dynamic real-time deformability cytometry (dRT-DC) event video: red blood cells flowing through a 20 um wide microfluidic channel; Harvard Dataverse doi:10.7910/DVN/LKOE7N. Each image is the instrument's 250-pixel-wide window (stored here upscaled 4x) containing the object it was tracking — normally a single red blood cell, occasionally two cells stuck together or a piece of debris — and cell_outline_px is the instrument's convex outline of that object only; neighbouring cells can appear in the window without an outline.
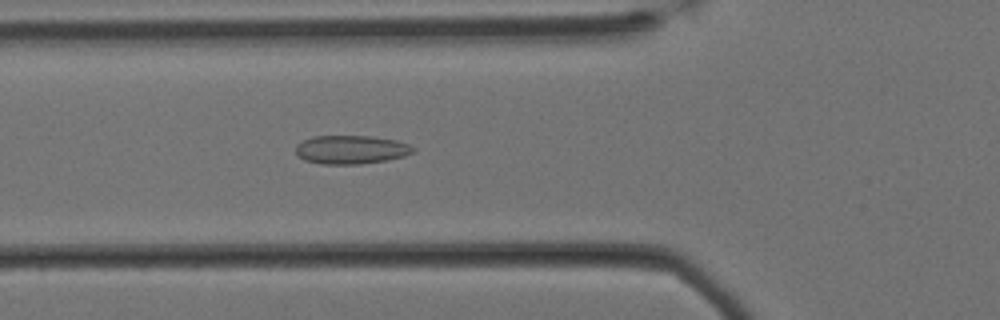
{"species": "Egyptian fruit bat (a non-hibernating species)", "species_latin": "Rousettus aegyptiacus", "temperature_condition": "cold", "stored_images_in_passage": 60, "camera_frame_rate_fps": 3000, "um_per_image_px": 0.085, "animal": {"sex": "female"}, "frame": {"image": 1, "passage_image": 20, "time_ms": 6.333, "image_size_px": [1000, 320], "cell_outline_px": [[416, 152], [404, 156], [388, 160], [360, 164], [320, 164], [304, 160], [296, 156], [296, 144], [312, 136], [372, 136], [396, 140], [408, 144], [416, 148]], "centroid_in_image_um": [29.84, 12.72], "position_along_channel_um": 96.0, "area_um2": 19.83}}
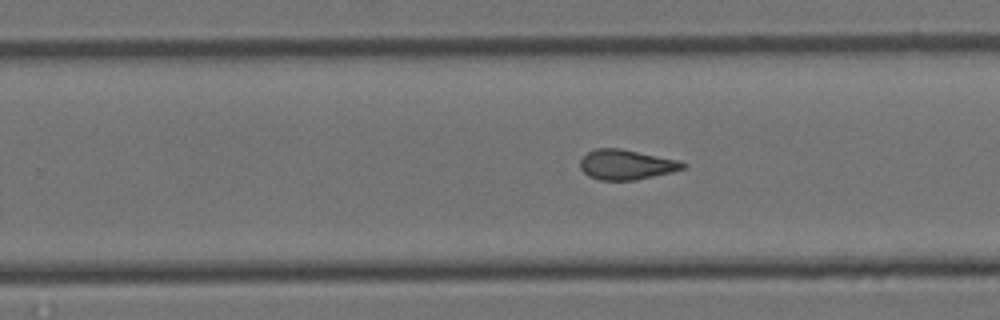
{"frame": {"image": 2, "passage_image": 36, "time_ms": 11.667, "image_size_px": [1000, 320], "cell_outline_px": [[688, 164], [684, 168], [672, 172], [636, 180], [600, 180], [588, 176], [580, 168], [580, 160], [588, 152], [596, 148], [620, 148], [680, 160]], "centroid_in_image_um": [53.25, 13.99], "position_along_channel_um": 276.5, "area_um2": 18.03}}
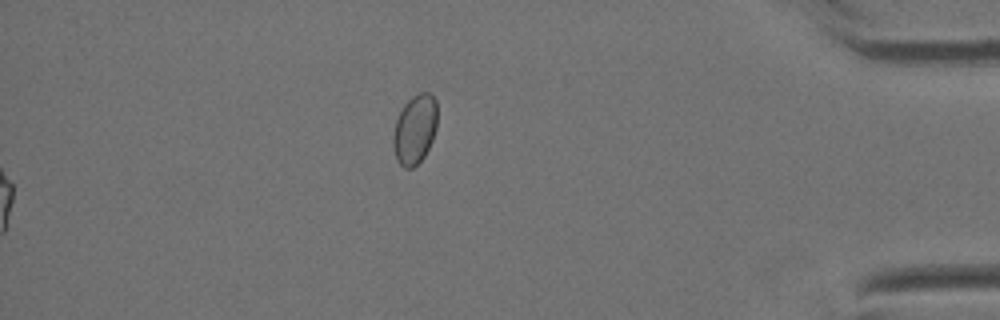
{"frame": {"image": 3, "passage_image": 60, "time_ms": 19.667, "image_size_px": [1000, 320], "cell_outline_px": [[436, 128], [432, 140], [424, 156], [412, 168], [404, 168], [396, 160], [392, 144], [392, 136], [396, 120], [404, 104], [412, 96], [420, 92], [428, 92], [436, 100]], "centroid_in_image_um": [35.24, 11.0], "position_along_channel_um": 400.0, "area_um2": 17.8}, "authors_computed_cell_mechanics": {"area_um2": 18.2937, "velocity_mm_per_s": 3.3912, "shape_relaxation_time_tau1_ms": null, "shape_relaxation_time_tau2_ms": 3.5454, "deformation_change_tau1": null, "deformation_change_tau2": 0.1041}}